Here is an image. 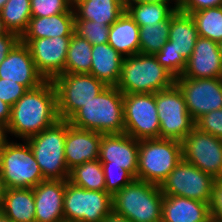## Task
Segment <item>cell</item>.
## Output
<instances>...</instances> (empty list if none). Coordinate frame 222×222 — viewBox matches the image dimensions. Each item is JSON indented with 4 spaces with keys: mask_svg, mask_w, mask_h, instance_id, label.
<instances>
[{
    "mask_svg": "<svg viewBox=\"0 0 222 222\" xmlns=\"http://www.w3.org/2000/svg\"><path fill=\"white\" fill-rule=\"evenodd\" d=\"M68 181L86 190L106 191L105 176L99 159L75 166L70 170Z\"/></svg>",
    "mask_w": 222,
    "mask_h": 222,
    "instance_id": "cell-31",
    "label": "cell"
},
{
    "mask_svg": "<svg viewBox=\"0 0 222 222\" xmlns=\"http://www.w3.org/2000/svg\"><path fill=\"white\" fill-rule=\"evenodd\" d=\"M195 127L222 139V108L204 114L195 121Z\"/></svg>",
    "mask_w": 222,
    "mask_h": 222,
    "instance_id": "cell-38",
    "label": "cell"
},
{
    "mask_svg": "<svg viewBox=\"0 0 222 222\" xmlns=\"http://www.w3.org/2000/svg\"><path fill=\"white\" fill-rule=\"evenodd\" d=\"M139 141L124 133L101 137L99 161L102 167H122L137 179Z\"/></svg>",
    "mask_w": 222,
    "mask_h": 222,
    "instance_id": "cell-16",
    "label": "cell"
},
{
    "mask_svg": "<svg viewBox=\"0 0 222 222\" xmlns=\"http://www.w3.org/2000/svg\"><path fill=\"white\" fill-rule=\"evenodd\" d=\"M109 28L104 23L91 20H75L74 32L92 45L108 43Z\"/></svg>",
    "mask_w": 222,
    "mask_h": 222,
    "instance_id": "cell-34",
    "label": "cell"
},
{
    "mask_svg": "<svg viewBox=\"0 0 222 222\" xmlns=\"http://www.w3.org/2000/svg\"><path fill=\"white\" fill-rule=\"evenodd\" d=\"M0 15L7 30L21 38L32 17L31 0H8L2 7Z\"/></svg>",
    "mask_w": 222,
    "mask_h": 222,
    "instance_id": "cell-30",
    "label": "cell"
},
{
    "mask_svg": "<svg viewBox=\"0 0 222 222\" xmlns=\"http://www.w3.org/2000/svg\"><path fill=\"white\" fill-rule=\"evenodd\" d=\"M113 211L112 195L86 190L66 180L63 217L65 222H103Z\"/></svg>",
    "mask_w": 222,
    "mask_h": 222,
    "instance_id": "cell-9",
    "label": "cell"
},
{
    "mask_svg": "<svg viewBox=\"0 0 222 222\" xmlns=\"http://www.w3.org/2000/svg\"><path fill=\"white\" fill-rule=\"evenodd\" d=\"M175 79L154 55L138 53L124 57L116 87L123 94H149L170 88Z\"/></svg>",
    "mask_w": 222,
    "mask_h": 222,
    "instance_id": "cell-3",
    "label": "cell"
},
{
    "mask_svg": "<svg viewBox=\"0 0 222 222\" xmlns=\"http://www.w3.org/2000/svg\"><path fill=\"white\" fill-rule=\"evenodd\" d=\"M54 84L46 80L28 90L12 107L7 125L8 134L26 140L39 134L59 120ZM14 135V136H13Z\"/></svg>",
    "mask_w": 222,
    "mask_h": 222,
    "instance_id": "cell-1",
    "label": "cell"
},
{
    "mask_svg": "<svg viewBox=\"0 0 222 222\" xmlns=\"http://www.w3.org/2000/svg\"><path fill=\"white\" fill-rule=\"evenodd\" d=\"M208 203L181 196L164 195L161 222H209Z\"/></svg>",
    "mask_w": 222,
    "mask_h": 222,
    "instance_id": "cell-21",
    "label": "cell"
},
{
    "mask_svg": "<svg viewBox=\"0 0 222 222\" xmlns=\"http://www.w3.org/2000/svg\"><path fill=\"white\" fill-rule=\"evenodd\" d=\"M92 46L74 32L69 41L63 73H90Z\"/></svg>",
    "mask_w": 222,
    "mask_h": 222,
    "instance_id": "cell-29",
    "label": "cell"
},
{
    "mask_svg": "<svg viewBox=\"0 0 222 222\" xmlns=\"http://www.w3.org/2000/svg\"><path fill=\"white\" fill-rule=\"evenodd\" d=\"M28 91V89L17 83L0 78V99L11 107Z\"/></svg>",
    "mask_w": 222,
    "mask_h": 222,
    "instance_id": "cell-39",
    "label": "cell"
},
{
    "mask_svg": "<svg viewBox=\"0 0 222 222\" xmlns=\"http://www.w3.org/2000/svg\"><path fill=\"white\" fill-rule=\"evenodd\" d=\"M103 222H131L124 216L118 215L113 211L103 220Z\"/></svg>",
    "mask_w": 222,
    "mask_h": 222,
    "instance_id": "cell-45",
    "label": "cell"
},
{
    "mask_svg": "<svg viewBox=\"0 0 222 222\" xmlns=\"http://www.w3.org/2000/svg\"><path fill=\"white\" fill-rule=\"evenodd\" d=\"M171 16L160 23L139 27V53L152 54L159 52L169 39Z\"/></svg>",
    "mask_w": 222,
    "mask_h": 222,
    "instance_id": "cell-32",
    "label": "cell"
},
{
    "mask_svg": "<svg viewBox=\"0 0 222 222\" xmlns=\"http://www.w3.org/2000/svg\"><path fill=\"white\" fill-rule=\"evenodd\" d=\"M11 118V106L0 99V121L8 125Z\"/></svg>",
    "mask_w": 222,
    "mask_h": 222,
    "instance_id": "cell-43",
    "label": "cell"
},
{
    "mask_svg": "<svg viewBox=\"0 0 222 222\" xmlns=\"http://www.w3.org/2000/svg\"><path fill=\"white\" fill-rule=\"evenodd\" d=\"M199 38L196 24L190 14L177 9L172 15L169 28V41L173 49L187 60Z\"/></svg>",
    "mask_w": 222,
    "mask_h": 222,
    "instance_id": "cell-24",
    "label": "cell"
},
{
    "mask_svg": "<svg viewBox=\"0 0 222 222\" xmlns=\"http://www.w3.org/2000/svg\"><path fill=\"white\" fill-rule=\"evenodd\" d=\"M66 120L59 119L39 134L26 139L45 179L68 180L65 162Z\"/></svg>",
    "mask_w": 222,
    "mask_h": 222,
    "instance_id": "cell-6",
    "label": "cell"
},
{
    "mask_svg": "<svg viewBox=\"0 0 222 222\" xmlns=\"http://www.w3.org/2000/svg\"><path fill=\"white\" fill-rule=\"evenodd\" d=\"M21 38L12 32L0 35V63L6 58Z\"/></svg>",
    "mask_w": 222,
    "mask_h": 222,
    "instance_id": "cell-42",
    "label": "cell"
},
{
    "mask_svg": "<svg viewBox=\"0 0 222 222\" xmlns=\"http://www.w3.org/2000/svg\"><path fill=\"white\" fill-rule=\"evenodd\" d=\"M15 141L9 140L0 149V174L7 189L33 188L46 179L28 142Z\"/></svg>",
    "mask_w": 222,
    "mask_h": 222,
    "instance_id": "cell-7",
    "label": "cell"
},
{
    "mask_svg": "<svg viewBox=\"0 0 222 222\" xmlns=\"http://www.w3.org/2000/svg\"><path fill=\"white\" fill-rule=\"evenodd\" d=\"M182 158L180 141L163 138L140 140L137 179L160 186Z\"/></svg>",
    "mask_w": 222,
    "mask_h": 222,
    "instance_id": "cell-5",
    "label": "cell"
},
{
    "mask_svg": "<svg viewBox=\"0 0 222 222\" xmlns=\"http://www.w3.org/2000/svg\"><path fill=\"white\" fill-rule=\"evenodd\" d=\"M71 36L21 39L29 48L34 64L45 80L63 74Z\"/></svg>",
    "mask_w": 222,
    "mask_h": 222,
    "instance_id": "cell-15",
    "label": "cell"
},
{
    "mask_svg": "<svg viewBox=\"0 0 222 222\" xmlns=\"http://www.w3.org/2000/svg\"><path fill=\"white\" fill-rule=\"evenodd\" d=\"M219 6H222V0H178V9L187 14Z\"/></svg>",
    "mask_w": 222,
    "mask_h": 222,
    "instance_id": "cell-41",
    "label": "cell"
},
{
    "mask_svg": "<svg viewBox=\"0 0 222 222\" xmlns=\"http://www.w3.org/2000/svg\"><path fill=\"white\" fill-rule=\"evenodd\" d=\"M11 139L8 134L7 125L0 121V149Z\"/></svg>",
    "mask_w": 222,
    "mask_h": 222,
    "instance_id": "cell-44",
    "label": "cell"
},
{
    "mask_svg": "<svg viewBox=\"0 0 222 222\" xmlns=\"http://www.w3.org/2000/svg\"><path fill=\"white\" fill-rule=\"evenodd\" d=\"M180 77H222V57L218 43L199 36L191 56L186 60V67Z\"/></svg>",
    "mask_w": 222,
    "mask_h": 222,
    "instance_id": "cell-19",
    "label": "cell"
},
{
    "mask_svg": "<svg viewBox=\"0 0 222 222\" xmlns=\"http://www.w3.org/2000/svg\"><path fill=\"white\" fill-rule=\"evenodd\" d=\"M178 9V2H133L126 11L139 27L167 20Z\"/></svg>",
    "mask_w": 222,
    "mask_h": 222,
    "instance_id": "cell-28",
    "label": "cell"
},
{
    "mask_svg": "<svg viewBox=\"0 0 222 222\" xmlns=\"http://www.w3.org/2000/svg\"><path fill=\"white\" fill-rule=\"evenodd\" d=\"M59 118L68 120L107 86L90 73H63L52 80Z\"/></svg>",
    "mask_w": 222,
    "mask_h": 222,
    "instance_id": "cell-8",
    "label": "cell"
},
{
    "mask_svg": "<svg viewBox=\"0 0 222 222\" xmlns=\"http://www.w3.org/2000/svg\"><path fill=\"white\" fill-rule=\"evenodd\" d=\"M137 3H147V2H178L177 0H133Z\"/></svg>",
    "mask_w": 222,
    "mask_h": 222,
    "instance_id": "cell-47",
    "label": "cell"
},
{
    "mask_svg": "<svg viewBox=\"0 0 222 222\" xmlns=\"http://www.w3.org/2000/svg\"><path fill=\"white\" fill-rule=\"evenodd\" d=\"M66 180L41 181L33 187L35 222H65L63 217Z\"/></svg>",
    "mask_w": 222,
    "mask_h": 222,
    "instance_id": "cell-20",
    "label": "cell"
},
{
    "mask_svg": "<svg viewBox=\"0 0 222 222\" xmlns=\"http://www.w3.org/2000/svg\"><path fill=\"white\" fill-rule=\"evenodd\" d=\"M183 159L214 179H222V139L194 127L182 141Z\"/></svg>",
    "mask_w": 222,
    "mask_h": 222,
    "instance_id": "cell-13",
    "label": "cell"
},
{
    "mask_svg": "<svg viewBox=\"0 0 222 222\" xmlns=\"http://www.w3.org/2000/svg\"><path fill=\"white\" fill-rule=\"evenodd\" d=\"M6 185H5V182L2 178V175L0 174V205L3 204V200H4V197H5V194H6Z\"/></svg>",
    "mask_w": 222,
    "mask_h": 222,
    "instance_id": "cell-46",
    "label": "cell"
},
{
    "mask_svg": "<svg viewBox=\"0 0 222 222\" xmlns=\"http://www.w3.org/2000/svg\"><path fill=\"white\" fill-rule=\"evenodd\" d=\"M124 7H127L129 4L133 3V0H118Z\"/></svg>",
    "mask_w": 222,
    "mask_h": 222,
    "instance_id": "cell-49",
    "label": "cell"
},
{
    "mask_svg": "<svg viewBox=\"0 0 222 222\" xmlns=\"http://www.w3.org/2000/svg\"><path fill=\"white\" fill-rule=\"evenodd\" d=\"M0 222H14L10 218H7L6 216L2 215L0 217Z\"/></svg>",
    "mask_w": 222,
    "mask_h": 222,
    "instance_id": "cell-50",
    "label": "cell"
},
{
    "mask_svg": "<svg viewBox=\"0 0 222 222\" xmlns=\"http://www.w3.org/2000/svg\"><path fill=\"white\" fill-rule=\"evenodd\" d=\"M175 84L183 93L187 110L194 121L222 108V77H177Z\"/></svg>",
    "mask_w": 222,
    "mask_h": 222,
    "instance_id": "cell-14",
    "label": "cell"
},
{
    "mask_svg": "<svg viewBox=\"0 0 222 222\" xmlns=\"http://www.w3.org/2000/svg\"><path fill=\"white\" fill-rule=\"evenodd\" d=\"M102 135L95 131L73 127L66 120L64 153L69 171L77 165L99 159Z\"/></svg>",
    "mask_w": 222,
    "mask_h": 222,
    "instance_id": "cell-18",
    "label": "cell"
},
{
    "mask_svg": "<svg viewBox=\"0 0 222 222\" xmlns=\"http://www.w3.org/2000/svg\"><path fill=\"white\" fill-rule=\"evenodd\" d=\"M3 215V212H2V205H0V217Z\"/></svg>",
    "mask_w": 222,
    "mask_h": 222,
    "instance_id": "cell-53",
    "label": "cell"
},
{
    "mask_svg": "<svg viewBox=\"0 0 222 222\" xmlns=\"http://www.w3.org/2000/svg\"><path fill=\"white\" fill-rule=\"evenodd\" d=\"M75 20H91L111 26L126 10L118 0H73Z\"/></svg>",
    "mask_w": 222,
    "mask_h": 222,
    "instance_id": "cell-25",
    "label": "cell"
},
{
    "mask_svg": "<svg viewBox=\"0 0 222 222\" xmlns=\"http://www.w3.org/2000/svg\"><path fill=\"white\" fill-rule=\"evenodd\" d=\"M108 44L123 57L139 53V26L126 10L110 26Z\"/></svg>",
    "mask_w": 222,
    "mask_h": 222,
    "instance_id": "cell-26",
    "label": "cell"
},
{
    "mask_svg": "<svg viewBox=\"0 0 222 222\" xmlns=\"http://www.w3.org/2000/svg\"><path fill=\"white\" fill-rule=\"evenodd\" d=\"M163 198L158 185L135 179L112 196L113 212L131 222H161Z\"/></svg>",
    "mask_w": 222,
    "mask_h": 222,
    "instance_id": "cell-4",
    "label": "cell"
},
{
    "mask_svg": "<svg viewBox=\"0 0 222 222\" xmlns=\"http://www.w3.org/2000/svg\"><path fill=\"white\" fill-rule=\"evenodd\" d=\"M9 31L7 30V28L5 27V24L1 18V15H0V35H4L6 33H8Z\"/></svg>",
    "mask_w": 222,
    "mask_h": 222,
    "instance_id": "cell-48",
    "label": "cell"
},
{
    "mask_svg": "<svg viewBox=\"0 0 222 222\" xmlns=\"http://www.w3.org/2000/svg\"><path fill=\"white\" fill-rule=\"evenodd\" d=\"M91 53L90 74L106 86H116L121 75L124 57L108 43L93 45Z\"/></svg>",
    "mask_w": 222,
    "mask_h": 222,
    "instance_id": "cell-22",
    "label": "cell"
},
{
    "mask_svg": "<svg viewBox=\"0 0 222 222\" xmlns=\"http://www.w3.org/2000/svg\"><path fill=\"white\" fill-rule=\"evenodd\" d=\"M200 37L222 41V6L206 8L190 14Z\"/></svg>",
    "mask_w": 222,
    "mask_h": 222,
    "instance_id": "cell-33",
    "label": "cell"
},
{
    "mask_svg": "<svg viewBox=\"0 0 222 222\" xmlns=\"http://www.w3.org/2000/svg\"><path fill=\"white\" fill-rule=\"evenodd\" d=\"M209 207L211 219L222 222V179H215L214 181Z\"/></svg>",
    "mask_w": 222,
    "mask_h": 222,
    "instance_id": "cell-40",
    "label": "cell"
},
{
    "mask_svg": "<svg viewBox=\"0 0 222 222\" xmlns=\"http://www.w3.org/2000/svg\"><path fill=\"white\" fill-rule=\"evenodd\" d=\"M73 0H31L32 17H47L74 12Z\"/></svg>",
    "mask_w": 222,
    "mask_h": 222,
    "instance_id": "cell-36",
    "label": "cell"
},
{
    "mask_svg": "<svg viewBox=\"0 0 222 222\" xmlns=\"http://www.w3.org/2000/svg\"><path fill=\"white\" fill-rule=\"evenodd\" d=\"M2 212L14 222H35L33 188L7 189Z\"/></svg>",
    "mask_w": 222,
    "mask_h": 222,
    "instance_id": "cell-27",
    "label": "cell"
},
{
    "mask_svg": "<svg viewBox=\"0 0 222 222\" xmlns=\"http://www.w3.org/2000/svg\"><path fill=\"white\" fill-rule=\"evenodd\" d=\"M155 101L160 122L159 138L182 142L195 127L183 93L174 84L170 88L156 92Z\"/></svg>",
    "mask_w": 222,
    "mask_h": 222,
    "instance_id": "cell-10",
    "label": "cell"
},
{
    "mask_svg": "<svg viewBox=\"0 0 222 222\" xmlns=\"http://www.w3.org/2000/svg\"><path fill=\"white\" fill-rule=\"evenodd\" d=\"M215 179L183 158L159 186L163 195L211 202Z\"/></svg>",
    "mask_w": 222,
    "mask_h": 222,
    "instance_id": "cell-12",
    "label": "cell"
},
{
    "mask_svg": "<svg viewBox=\"0 0 222 222\" xmlns=\"http://www.w3.org/2000/svg\"><path fill=\"white\" fill-rule=\"evenodd\" d=\"M73 127L100 134L124 133L123 93L107 86L69 119Z\"/></svg>",
    "mask_w": 222,
    "mask_h": 222,
    "instance_id": "cell-2",
    "label": "cell"
},
{
    "mask_svg": "<svg viewBox=\"0 0 222 222\" xmlns=\"http://www.w3.org/2000/svg\"><path fill=\"white\" fill-rule=\"evenodd\" d=\"M0 78L16 81L28 90L46 81L37 70L29 48L21 40L0 63Z\"/></svg>",
    "mask_w": 222,
    "mask_h": 222,
    "instance_id": "cell-17",
    "label": "cell"
},
{
    "mask_svg": "<svg viewBox=\"0 0 222 222\" xmlns=\"http://www.w3.org/2000/svg\"><path fill=\"white\" fill-rule=\"evenodd\" d=\"M124 132L134 139H158L160 122L155 93L123 94Z\"/></svg>",
    "mask_w": 222,
    "mask_h": 222,
    "instance_id": "cell-11",
    "label": "cell"
},
{
    "mask_svg": "<svg viewBox=\"0 0 222 222\" xmlns=\"http://www.w3.org/2000/svg\"><path fill=\"white\" fill-rule=\"evenodd\" d=\"M154 56L157 62L169 71L175 78L180 77L186 67V60L181 54H178L168 40Z\"/></svg>",
    "mask_w": 222,
    "mask_h": 222,
    "instance_id": "cell-35",
    "label": "cell"
},
{
    "mask_svg": "<svg viewBox=\"0 0 222 222\" xmlns=\"http://www.w3.org/2000/svg\"><path fill=\"white\" fill-rule=\"evenodd\" d=\"M8 0H0V11L2 9V7L4 6V4L7 2Z\"/></svg>",
    "mask_w": 222,
    "mask_h": 222,
    "instance_id": "cell-51",
    "label": "cell"
},
{
    "mask_svg": "<svg viewBox=\"0 0 222 222\" xmlns=\"http://www.w3.org/2000/svg\"><path fill=\"white\" fill-rule=\"evenodd\" d=\"M75 29L74 12H64L47 17H31L21 39L54 38L72 36Z\"/></svg>",
    "mask_w": 222,
    "mask_h": 222,
    "instance_id": "cell-23",
    "label": "cell"
},
{
    "mask_svg": "<svg viewBox=\"0 0 222 222\" xmlns=\"http://www.w3.org/2000/svg\"><path fill=\"white\" fill-rule=\"evenodd\" d=\"M105 176L106 192L114 195L136 178L122 167H102Z\"/></svg>",
    "mask_w": 222,
    "mask_h": 222,
    "instance_id": "cell-37",
    "label": "cell"
},
{
    "mask_svg": "<svg viewBox=\"0 0 222 222\" xmlns=\"http://www.w3.org/2000/svg\"><path fill=\"white\" fill-rule=\"evenodd\" d=\"M218 46H219V51H220V54H221V57H222V41H220L218 43Z\"/></svg>",
    "mask_w": 222,
    "mask_h": 222,
    "instance_id": "cell-52",
    "label": "cell"
}]
</instances>
